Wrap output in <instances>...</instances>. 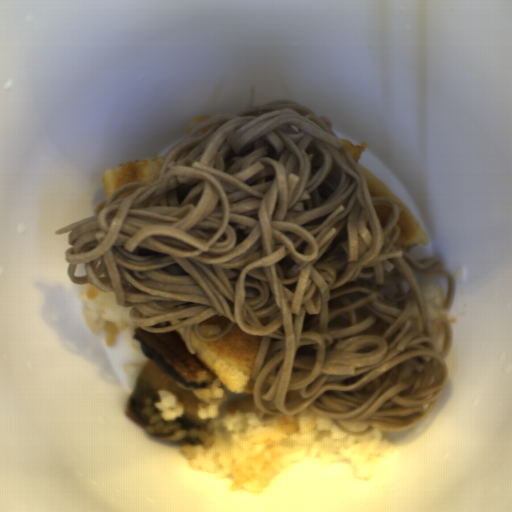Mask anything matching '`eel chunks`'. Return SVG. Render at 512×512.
Segmentation results:
<instances>
[{"instance_id": "1", "label": "eel chunks", "mask_w": 512, "mask_h": 512, "mask_svg": "<svg viewBox=\"0 0 512 512\" xmlns=\"http://www.w3.org/2000/svg\"><path fill=\"white\" fill-rule=\"evenodd\" d=\"M146 361L132 387L124 413L129 419L153 433L180 442H196L203 436L206 423L199 419L198 403L193 390L217 381L191 353L183 338L175 331L148 332L134 329ZM176 394L184 406L183 416L164 420L154 402L159 390Z\"/></svg>"}]
</instances>
